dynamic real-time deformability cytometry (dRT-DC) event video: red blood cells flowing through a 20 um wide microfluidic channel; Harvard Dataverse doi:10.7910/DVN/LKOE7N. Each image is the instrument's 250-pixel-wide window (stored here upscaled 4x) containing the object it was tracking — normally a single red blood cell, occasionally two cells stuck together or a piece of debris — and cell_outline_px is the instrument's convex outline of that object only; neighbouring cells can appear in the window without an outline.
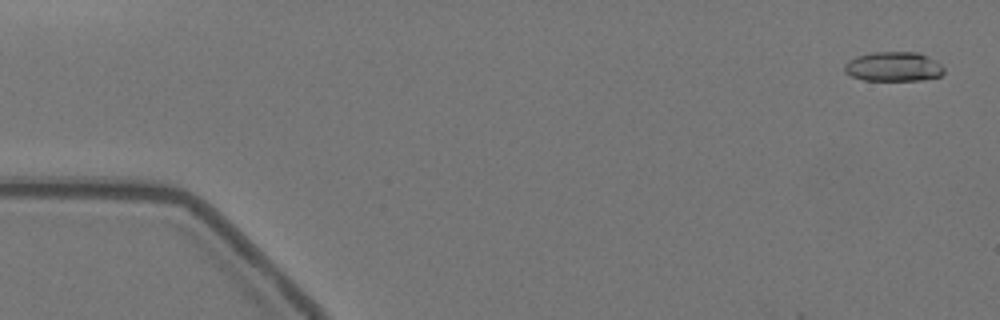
{"species": "Egyptian fruit bat (a non-hibernating species)", "species_latin": "Rousettus aegyptiacus", "temperature_condition": "warm", "stored_images_in_passage": 58, "camera_frame_rate_fps": 3000, "um_per_image_px": 0.085, "animal": {"sex": "female"}, "frame": {"image": 1, "passage_image": 1, "time_ms": 0.0, "image_size_px": [1000, 320], "cell_outline_px": [[944, 72], [940, 76], [920, 80], [864, 80], [852, 76], [844, 72], [844, 64], [848, 60], [856, 56], [872, 52], [920, 52], [936, 60], [944, 68]], "centroid_in_image_um": [75.94, 5.65], "position_along_channel_um": 9.1, "area_um2": 17.22}}